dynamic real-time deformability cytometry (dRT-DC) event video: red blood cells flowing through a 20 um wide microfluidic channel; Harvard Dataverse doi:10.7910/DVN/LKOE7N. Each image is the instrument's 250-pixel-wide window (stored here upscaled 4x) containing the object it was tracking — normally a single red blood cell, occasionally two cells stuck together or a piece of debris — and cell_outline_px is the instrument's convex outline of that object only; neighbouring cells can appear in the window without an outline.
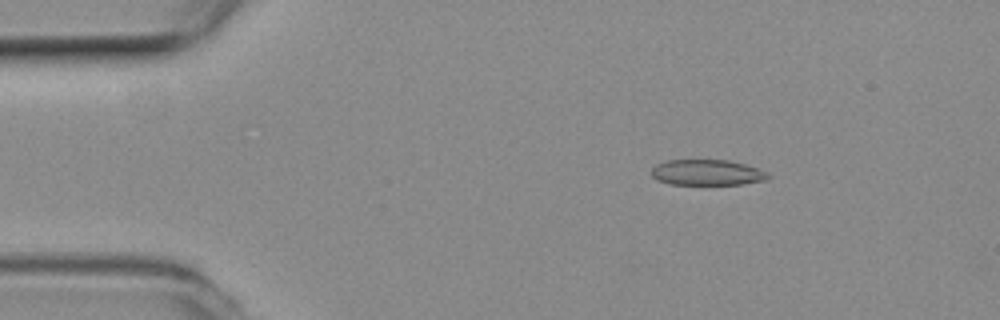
{"species": "common noctule bat (a hibernating species)", "species_latin": "Nyctalus noctula", "temperature_condition": "room temperature", "stored_images_in_passage": 47, "camera_frame_rate_fps": 3000, "um_per_image_px": 0.085, "animal": {"sex": "female", "body_mass_g": 19.3, "forearm_length_mm": 54.1}, "frame": {"image": 1, "passage_image": 8, "time_ms": 2.333, "image_size_px": [1000, 320], "cell_outline_px": [[768, 180], [740, 184], [668, 184], [656, 180], [652, 176], [652, 168], [656, 164], [668, 160], [728, 160], [744, 164], [768, 172]], "centroid_in_image_um": [60.08, 14.66], "position_along_channel_um": 24.9, "area_um2": 17.4}}
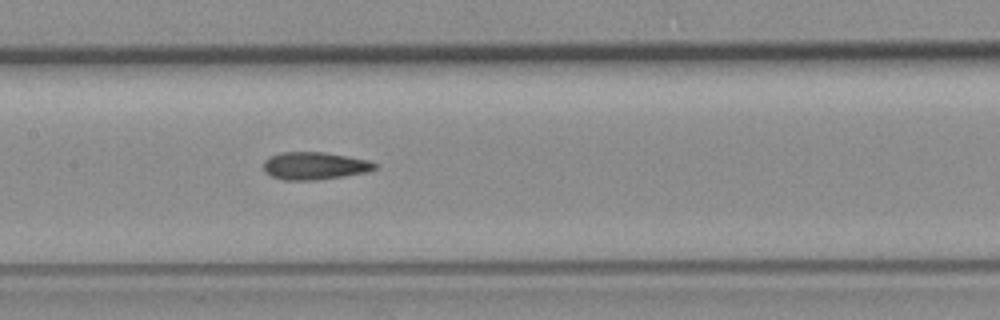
{"frame": {"image": 2, "passage_image": 25, "time_ms": 8.0, "image_size_px": [1000, 320], "cell_outline_px": [[380, 164], [376, 168], [368, 172], [344, 176], [316, 180], [284, 180], [272, 176], [264, 172], [264, 160], [268, 156], [280, 152], [324, 152], [368, 160]], "centroid_in_image_um": [26.74, 14.09], "position_along_channel_um": 180.7, "area_um2": 18.03}}
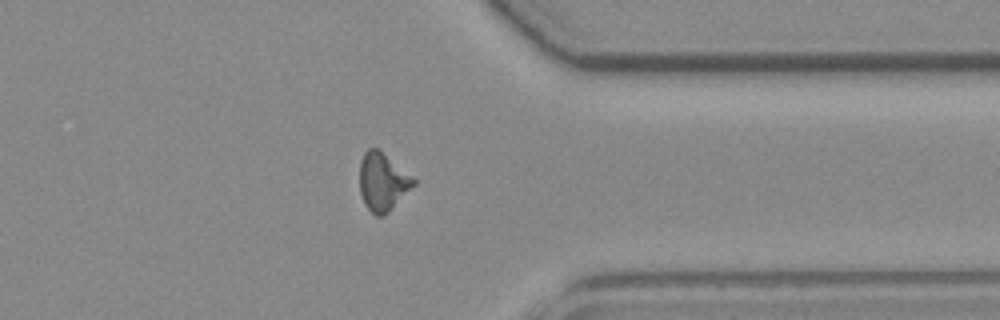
{"frame": {"image": 3, "passage_image": 41, "time_ms": 13.333, "image_size_px": [1000, 320], "cell_outline_px": [[416, 184], [384, 216], [376, 216], [364, 204], [360, 192], [360, 160], [364, 152], [368, 148], [376, 148], [412, 176], [416, 180]], "centroid_in_image_um": [32.51, 15.47], "position_along_channel_um": 378.9, "area_um2": 17.98}}